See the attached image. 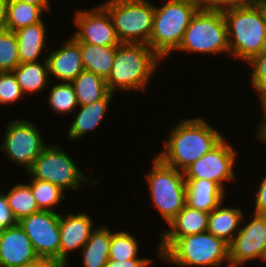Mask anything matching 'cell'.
<instances>
[{"label": "cell", "mask_w": 266, "mask_h": 267, "mask_svg": "<svg viewBox=\"0 0 266 267\" xmlns=\"http://www.w3.org/2000/svg\"><path fill=\"white\" fill-rule=\"evenodd\" d=\"M202 117L180 118L179 123L170 128L163 148L155 156L165 165L184 172L212 150L225 135Z\"/></svg>", "instance_id": "cell-1"}, {"label": "cell", "mask_w": 266, "mask_h": 267, "mask_svg": "<svg viewBox=\"0 0 266 267\" xmlns=\"http://www.w3.org/2000/svg\"><path fill=\"white\" fill-rule=\"evenodd\" d=\"M234 60L247 63L266 50V0L222 10ZM240 59V60H238Z\"/></svg>", "instance_id": "cell-2"}, {"label": "cell", "mask_w": 266, "mask_h": 267, "mask_svg": "<svg viewBox=\"0 0 266 267\" xmlns=\"http://www.w3.org/2000/svg\"><path fill=\"white\" fill-rule=\"evenodd\" d=\"M162 59L147 44L120 43L106 83L110 92H147Z\"/></svg>", "instance_id": "cell-3"}, {"label": "cell", "mask_w": 266, "mask_h": 267, "mask_svg": "<svg viewBox=\"0 0 266 267\" xmlns=\"http://www.w3.org/2000/svg\"><path fill=\"white\" fill-rule=\"evenodd\" d=\"M156 4L148 45L164 61L177 51L185 30L201 6L198 0H165L159 6Z\"/></svg>", "instance_id": "cell-4"}, {"label": "cell", "mask_w": 266, "mask_h": 267, "mask_svg": "<svg viewBox=\"0 0 266 267\" xmlns=\"http://www.w3.org/2000/svg\"><path fill=\"white\" fill-rule=\"evenodd\" d=\"M65 150L58 144L48 145L26 171V175H30L29 179L51 182L65 192L69 190L82 192L85 187L87 188L86 185L90 184L97 187L101 181L100 178L91 177L89 174L84 175L73 160V156L69 155L71 153Z\"/></svg>", "instance_id": "cell-5"}, {"label": "cell", "mask_w": 266, "mask_h": 267, "mask_svg": "<svg viewBox=\"0 0 266 267\" xmlns=\"http://www.w3.org/2000/svg\"><path fill=\"white\" fill-rule=\"evenodd\" d=\"M150 170L145 173L150 202L165 224L171 222L186 205V180L184 172L165 165L153 156Z\"/></svg>", "instance_id": "cell-6"}, {"label": "cell", "mask_w": 266, "mask_h": 267, "mask_svg": "<svg viewBox=\"0 0 266 267\" xmlns=\"http://www.w3.org/2000/svg\"><path fill=\"white\" fill-rule=\"evenodd\" d=\"M177 267H215L229 262L228 243L208 231L178 238L161 256Z\"/></svg>", "instance_id": "cell-7"}, {"label": "cell", "mask_w": 266, "mask_h": 267, "mask_svg": "<svg viewBox=\"0 0 266 267\" xmlns=\"http://www.w3.org/2000/svg\"><path fill=\"white\" fill-rule=\"evenodd\" d=\"M177 50L175 52L230 56L228 31L222 10L200 7L193 15Z\"/></svg>", "instance_id": "cell-8"}, {"label": "cell", "mask_w": 266, "mask_h": 267, "mask_svg": "<svg viewBox=\"0 0 266 267\" xmlns=\"http://www.w3.org/2000/svg\"><path fill=\"white\" fill-rule=\"evenodd\" d=\"M100 4L110 14L117 38L121 43L148 45L155 14L153 1L106 0Z\"/></svg>", "instance_id": "cell-9"}, {"label": "cell", "mask_w": 266, "mask_h": 267, "mask_svg": "<svg viewBox=\"0 0 266 267\" xmlns=\"http://www.w3.org/2000/svg\"><path fill=\"white\" fill-rule=\"evenodd\" d=\"M5 125L0 149L7 159L26 172L35 159L48 146L42 132L33 121L16 118Z\"/></svg>", "instance_id": "cell-10"}, {"label": "cell", "mask_w": 266, "mask_h": 267, "mask_svg": "<svg viewBox=\"0 0 266 267\" xmlns=\"http://www.w3.org/2000/svg\"><path fill=\"white\" fill-rule=\"evenodd\" d=\"M225 137L207 154L184 171L185 179H207L215 182L225 192L226 184L236 182L238 150ZM237 150V151H236Z\"/></svg>", "instance_id": "cell-11"}, {"label": "cell", "mask_w": 266, "mask_h": 267, "mask_svg": "<svg viewBox=\"0 0 266 267\" xmlns=\"http://www.w3.org/2000/svg\"><path fill=\"white\" fill-rule=\"evenodd\" d=\"M243 217L241 227L228 244L229 262L246 265L266 256V216L254 212L250 219ZM247 220V221H246Z\"/></svg>", "instance_id": "cell-12"}, {"label": "cell", "mask_w": 266, "mask_h": 267, "mask_svg": "<svg viewBox=\"0 0 266 267\" xmlns=\"http://www.w3.org/2000/svg\"><path fill=\"white\" fill-rule=\"evenodd\" d=\"M73 17V25L77 29L71 37L77 43L100 46H118L121 43L110 14L101 4L90 9H77Z\"/></svg>", "instance_id": "cell-13"}, {"label": "cell", "mask_w": 266, "mask_h": 267, "mask_svg": "<svg viewBox=\"0 0 266 267\" xmlns=\"http://www.w3.org/2000/svg\"><path fill=\"white\" fill-rule=\"evenodd\" d=\"M59 221L60 213L41 210L22 218L18 222L31 240L34 250L40 258L59 261Z\"/></svg>", "instance_id": "cell-14"}, {"label": "cell", "mask_w": 266, "mask_h": 267, "mask_svg": "<svg viewBox=\"0 0 266 267\" xmlns=\"http://www.w3.org/2000/svg\"><path fill=\"white\" fill-rule=\"evenodd\" d=\"M94 222V218L84 211L77 213H73L72 211L71 213L60 212L59 262L69 267L68 260L71 256L70 254L75 251L79 252L87 243L92 231L96 228Z\"/></svg>", "instance_id": "cell-15"}, {"label": "cell", "mask_w": 266, "mask_h": 267, "mask_svg": "<svg viewBox=\"0 0 266 267\" xmlns=\"http://www.w3.org/2000/svg\"><path fill=\"white\" fill-rule=\"evenodd\" d=\"M209 213L194 209L185 205L177 216L169 222L168 229L159 231V243H157V258L180 237L199 234L207 231Z\"/></svg>", "instance_id": "cell-16"}, {"label": "cell", "mask_w": 266, "mask_h": 267, "mask_svg": "<svg viewBox=\"0 0 266 267\" xmlns=\"http://www.w3.org/2000/svg\"><path fill=\"white\" fill-rule=\"evenodd\" d=\"M39 258L19 224L0 231V267H23Z\"/></svg>", "instance_id": "cell-17"}, {"label": "cell", "mask_w": 266, "mask_h": 267, "mask_svg": "<svg viewBox=\"0 0 266 267\" xmlns=\"http://www.w3.org/2000/svg\"><path fill=\"white\" fill-rule=\"evenodd\" d=\"M62 42L57 49L50 46L44 58L47 59L50 78L54 77L51 81L71 83L84 70L80 45L72 37Z\"/></svg>", "instance_id": "cell-18"}, {"label": "cell", "mask_w": 266, "mask_h": 267, "mask_svg": "<svg viewBox=\"0 0 266 267\" xmlns=\"http://www.w3.org/2000/svg\"><path fill=\"white\" fill-rule=\"evenodd\" d=\"M114 97H116L115 93L110 92L103 99L79 106L77 112L73 113V122L68 128L66 136L68 140L77 142L80 138L88 135L89 132L98 130Z\"/></svg>", "instance_id": "cell-19"}, {"label": "cell", "mask_w": 266, "mask_h": 267, "mask_svg": "<svg viewBox=\"0 0 266 267\" xmlns=\"http://www.w3.org/2000/svg\"><path fill=\"white\" fill-rule=\"evenodd\" d=\"M46 25L43 19L14 32L18 42L20 63L38 62L43 52L49 51L50 47L46 43L48 37Z\"/></svg>", "instance_id": "cell-20"}, {"label": "cell", "mask_w": 266, "mask_h": 267, "mask_svg": "<svg viewBox=\"0 0 266 267\" xmlns=\"http://www.w3.org/2000/svg\"><path fill=\"white\" fill-rule=\"evenodd\" d=\"M186 180V205L210 213L227 198L226 192L215 182L207 179Z\"/></svg>", "instance_id": "cell-21"}, {"label": "cell", "mask_w": 266, "mask_h": 267, "mask_svg": "<svg viewBox=\"0 0 266 267\" xmlns=\"http://www.w3.org/2000/svg\"><path fill=\"white\" fill-rule=\"evenodd\" d=\"M246 211L239 207H228L221 202L209 213L207 231L230 243L238 233Z\"/></svg>", "instance_id": "cell-22"}, {"label": "cell", "mask_w": 266, "mask_h": 267, "mask_svg": "<svg viewBox=\"0 0 266 267\" xmlns=\"http://www.w3.org/2000/svg\"><path fill=\"white\" fill-rule=\"evenodd\" d=\"M12 72L24 96L42 94L51 83L46 58L38 62L20 63Z\"/></svg>", "instance_id": "cell-23"}, {"label": "cell", "mask_w": 266, "mask_h": 267, "mask_svg": "<svg viewBox=\"0 0 266 267\" xmlns=\"http://www.w3.org/2000/svg\"><path fill=\"white\" fill-rule=\"evenodd\" d=\"M112 230L100 225L92 231L89 240L78 254H81L82 267H105L109 260V246Z\"/></svg>", "instance_id": "cell-24"}, {"label": "cell", "mask_w": 266, "mask_h": 267, "mask_svg": "<svg viewBox=\"0 0 266 267\" xmlns=\"http://www.w3.org/2000/svg\"><path fill=\"white\" fill-rule=\"evenodd\" d=\"M78 44L80 45L84 70L93 72L106 80L113 66L117 46Z\"/></svg>", "instance_id": "cell-25"}, {"label": "cell", "mask_w": 266, "mask_h": 267, "mask_svg": "<svg viewBox=\"0 0 266 267\" xmlns=\"http://www.w3.org/2000/svg\"><path fill=\"white\" fill-rule=\"evenodd\" d=\"M78 106L91 104L109 93L106 80L93 72L83 70L72 82Z\"/></svg>", "instance_id": "cell-26"}, {"label": "cell", "mask_w": 266, "mask_h": 267, "mask_svg": "<svg viewBox=\"0 0 266 267\" xmlns=\"http://www.w3.org/2000/svg\"><path fill=\"white\" fill-rule=\"evenodd\" d=\"M44 10L29 3L18 0H8L7 3V30L17 31L28 25L43 20Z\"/></svg>", "instance_id": "cell-27"}, {"label": "cell", "mask_w": 266, "mask_h": 267, "mask_svg": "<svg viewBox=\"0 0 266 267\" xmlns=\"http://www.w3.org/2000/svg\"><path fill=\"white\" fill-rule=\"evenodd\" d=\"M8 204L19 222L22 218L41 211L38 208L32 189L28 183H17L9 191H3Z\"/></svg>", "instance_id": "cell-28"}, {"label": "cell", "mask_w": 266, "mask_h": 267, "mask_svg": "<svg viewBox=\"0 0 266 267\" xmlns=\"http://www.w3.org/2000/svg\"><path fill=\"white\" fill-rule=\"evenodd\" d=\"M52 85V86H51ZM49 90L48 99V107H50L54 114L60 116L73 114L78 106L76 94L74 91V87L69 82H54L51 81Z\"/></svg>", "instance_id": "cell-29"}, {"label": "cell", "mask_w": 266, "mask_h": 267, "mask_svg": "<svg viewBox=\"0 0 266 267\" xmlns=\"http://www.w3.org/2000/svg\"><path fill=\"white\" fill-rule=\"evenodd\" d=\"M28 181L38 208L42 211H53L60 213V207L58 206L61 204V202L63 203L68 194L65 193V191L59 186L48 181L38 179H29Z\"/></svg>", "instance_id": "cell-30"}, {"label": "cell", "mask_w": 266, "mask_h": 267, "mask_svg": "<svg viewBox=\"0 0 266 267\" xmlns=\"http://www.w3.org/2000/svg\"><path fill=\"white\" fill-rule=\"evenodd\" d=\"M133 234L127 231V229L124 231L117 230V232L112 231L109 246V260L125 261L134 258H147L146 256L138 257L140 256L139 251H141L140 247L142 245L138 243L137 237Z\"/></svg>", "instance_id": "cell-31"}, {"label": "cell", "mask_w": 266, "mask_h": 267, "mask_svg": "<svg viewBox=\"0 0 266 267\" xmlns=\"http://www.w3.org/2000/svg\"><path fill=\"white\" fill-rule=\"evenodd\" d=\"M20 64L14 31H0V72H12Z\"/></svg>", "instance_id": "cell-32"}, {"label": "cell", "mask_w": 266, "mask_h": 267, "mask_svg": "<svg viewBox=\"0 0 266 267\" xmlns=\"http://www.w3.org/2000/svg\"><path fill=\"white\" fill-rule=\"evenodd\" d=\"M13 72H0V105H12L24 98Z\"/></svg>", "instance_id": "cell-33"}, {"label": "cell", "mask_w": 266, "mask_h": 267, "mask_svg": "<svg viewBox=\"0 0 266 267\" xmlns=\"http://www.w3.org/2000/svg\"><path fill=\"white\" fill-rule=\"evenodd\" d=\"M247 64L250 66V86L253 92L258 96L263 90L266 89V50L262 51L259 55L251 58Z\"/></svg>", "instance_id": "cell-34"}, {"label": "cell", "mask_w": 266, "mask_h": 267, "mask_svg": "<svg viewBox=\"0 0 266 267\" xmlns=\"http://www.w3.org/2000/svg\"><path fill=\"white\" fill-rule=\"evenodd\" d=\"M258 0H198L200 6L207 9L223 10L230 7L249 6Z\"/></svg>", "instance_id": "cell-35"}, {"label": "cell", "mask_w": 266, "mask_h": 267, "mask_svg": "<svg viewBox=\"0 0 266 267\" xmlns=\"http://www.w3.org/2000/svg\"><path fill=\"white\" fill-rule=\"evenodd\" d=\"M17 224L18 221L8 204L6 195L0 191V231Z\"/></svg>", "instance_id": "cell-36"}, {"label": "cell", "mask_w": 266, "mask_h": 267, "mask_svg": "<svg viewBox=\"0 0 266 267\" xmlns=\"http://www.w3.org/2000/svg\"><path fill=\"white\" fill-rule=\"evenodd\" d=\"M261 177L260 182H258V188L255 189L254 195V208L253 211L256 214L266 216V173Z\"/></svg>", "instance_id": "cell-37"}, {"label": "cell", "mask_w": 266, "mask_h": 267, "mask_svg": "<svg viewBox=\"0 0 266 267\" xmlns=\"http://www.w3.org/2000/svg\"><path fill=\"white\" fill-rule=\"evenodd\" d=\"M152 258H134L129 260H108L105 267H150Z\"/></svg>", "instance_id": "cell-38"}, {"label": "cell", "mask_w": 266, "mask_h": 267, "mask_svg": "<svg viewBox=\"0 0 266 267\" xmlns=\"http://www.w3.org/2000/svg\"><path fill=\"white\" fill-rule=\"evenodd\" d=\"M23 267H66V266L57 260L49 258H39L37 261L26 264Z\"/></svg>", "instance_id": "cell-39"}, {"label": "cell", "mask_w": 266, "mask_h": 267, "mask_svg": "<svg viewBox=\"0 0 266 267\" xmlns=\"http://www.w3.org/2000/svg\"><path fill=\"white\" fill-rule=\"evenodd\" d=\"M259 123L256 125V131L254 137L259 141L258 143L266 145V115H262Z\"/></svg>", "instance_id": "cell-40"}, {"label": "cell", "mask_w": 266, "mask_h": 267, "mask_svg": "<svg viewBox=\"0 0 266 267\" xmlns=\"http://www.w3.org/2000/svg\"><path fill=\"white\" fill-rule=\"evenodd\" d=\"M7 3L8 0H0V31L7 29Z\"/></svg>", "instance_id": "cell-41"}, {"label": "cell", "mask_w": 266, "mask_h": 267, "mask_svg": "<svg viewBox=\"0 0 266 267\" xmlns=\"http://www.w3.org/2000/svg\"><path fill=\"white\" fill-rule=\"evenodd\" d=\"M18 1L39 6L45 11V14H47L48 12L51 13V8H52V6H50L51 0H18Z\"/></svg>", "instance_id": "cell-42"}, {"label": "cell", "mask_w": 266, "mask_h": 267, "mask_svg": "<svg viewBox=\"0 0 266 267\" xmlns=\"http://www.w3.org/2000/svg\"><path fill=\"white\" fill-rule=\"evenodd\" d=\"M257 99L260 101V111L262 115H266V89L263 90L258 96Z\"/></svg>", "instance_id": "cell-43"}, {"label": "cell", "mask_w": 266, "mask_h": 267, "mask_svg": "<svg viewBox=\"0 0 266 267\" xmlns=\"http://www.w3.org/2000/svg\"><path fill=\"white\" fill-rule=\"evenodd\" d=\"M223 265H225V264H222V265H219V266H215V267H223ZM226 266L227 267H241L242 265L236 264V263H232V262H227Z\"/></svg>", "instance_id": "cell-44"}]
</instances>
